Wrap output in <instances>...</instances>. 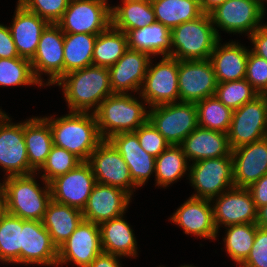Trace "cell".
I'll return each mask as SVG.
<instances>
[{"label":"cell","mask_w":267,"mask_h":267,"mask_svg":"<svg viewBox=\"0 0 267 267\" xmlns=\"http://www.w3.org/2000/svg\"><path fill=\"white\" fill-rule=\"evenodd\" d=\"M64 33L100 34L111 25L108 0H70L56 23Z\"/></svg>","instance_id":"cell-9"},{"label":"cell","mask_w":267,"mask_h":267,"mask_svg":"<svg viewBox=\"0 0 267 267\" xmlns=\"http://www.w3.org/2000/svg\"><path fill=\"white\" fill-rule=\"evenodd\" d=\"M64 32L57 24L49 23L42 31L34 57L30 60L35 78L42 84L55 85L64 76ZM49 76L42 80V74ZM44 82V83H43Z\"/></svg>","instance_id":"cell-12"},{"label":"cell","mask_w":267,"mask_h":267,"mask_svg":"<svg viewBox=\"0 0 267 267\" xmlns=\"http://www.w3.org/2000/svg\"><path fill=\"white\" fill-rule=\"evenodd\" d=\"M148 121L170 145H180L198 127L196 103L179 101L149 107Z\"/></svg>","instance_id":"cell-6"},{"label":"cell","mask_w":267,"mask_h":267,"mask_svg":"<svg viewBox=\"0 0 267 267\" xmlns=\"http://www.w3.org/2000/svg\"><path fill=\"white\" fill-rule=\"evenodd\" d=\"M35 176L33 173L4 177L1 186L7 213L23 220L42 221L51 200V191L49 183L44 180V187H40Z\"/></svg>","instance_id":"cell-3"},{"label":"cell","mask_w":267,"mask_h":267,"mask_svg":"<svg viewBox=\"0 0 267 267\" xmlns=\"http://www.w3.org/2000/svg\"><path fill=\"white\" fill-rule=\"evenodd\" d=\"M82 211L50 200L42 219L54 245L59 248L83 220Z\"/></svg>","instance_id":"cell-30"},{"label":"cell","mask_w":267,"mask_h":267,"mask_svg":"<svg viewBox=\"0 0 267 267\" xmlns=\"http://www.w3.org/2000/svg\"><path fill=\"white\" fill-rule=\"evenodd\" d=\"M239 267H267V229L257 226L250 254Z\"/></svg>","instance_id":"cell-46"},{"label":"cell","mask_w":267,"mask_h":267,"mask_svg":"<svg viewBox=\"0 0 267 267\" xmlns=\"http://www.w3.org/2000/svg\"><path fill=\"white\" fill-rule=\"evenodd\" d=\"M126 35L129 49L147 53L152 58L171 56V30L157 21L140 29H131Z\"/></svg>","instance_id":"cell-31"},{"label":"cell","mask_w":267,"mask_h":267,"mask_svg":"<svg viewBox=\"0 0 267 267\" xmlns=\"http://www.w3.org/2000/svg\"><path fill=\"white\" fill-rule=\"evenodd\" d=\"M124 215L99 224L101 246L105 253L119 257H137L136 236Z\"/></svg>","instance_id":"cell-28"},{"label":"cell","mask_w":267,"mask_h":267,"mask_svg":"<svg viewBox=\"0 0 267 267\" xmlns=\"http://www.w3.org/2000/svg\"><path fill=\"white\" fill-rule=\"evenodd\" d=\"M19 57L9 26L0 24V58Z\"/></svg>","instance_id":"cell-47"},{"label":"cell","mask_w":267,"mask_h":267,"mask_svg":"<svg viewBox=\"0 0 267 267\" xmlns=\"http://www.w3.org/2000/svg\"><path fill=\"white\" fill-rule=\"evenodd\" d=\"M87 162L96 182L120 188L132 197L133 188L137 186L133 183L128 165L109 140H102Z\"/></svg>","instance_id":"cell-13"},{"label":"cell","mask_w":267,"mask_h":267,"mask_svg":"<svg viewBox=\"0 0 267 267\" xmlns=\"http://www.w3.org/2000/svg\"><path fill=\"white\" fill-rule=\"evenodd\" d=\"M96 34L64 33V75L92 65Z\"/></svg>","instance_id":"cell-35"},{"label":"cell","mask_w":267,"mask_h":267,"mask_svg":"<svg viewBox=\"0 0 267 267\" xmlns=\"http://www.w3.org/2000/svg\"><path fill=\"white\" fill-rule=\"evenodd\" d=\"M95 184L90 164L82 161L71 171L49 182L51 199L82 211Z\"/></svg>","instance_id":"cell-15"},{"label":"cell","mask_w":267,"mask_h":267,"mask_svg":"<svg viewBox=\"0 0 267 267\" xmlns=\"http://www.w3.org/2000/svg\"><path fill=\"white\" fill-rule=\"evenodd\" d=\"M102 252L99 224L83 219L58 248L57 266L72 262L78 267H88Z\"/></svg>","instance_id":"cell-17"},{"label":"cell","mask_w":267,"mask_h":267,"mask_svg":"<svg viewBox=\"0 0 267 267\" xmlns=\"http://www.w3.org/2000/svg\"><path fill=\"white\" fill-rule=\"evenodd\" d=\"M198 126L227 134L233 110L225 106L215 96L196 102Z\"/></svg>","instance_id":"cell-39"},{"label":"cell","mask_w":267,"mask_h":267,"mask_svg":"<svg viewBox=\"0 0 267 267\" xmlns=\"http://www.w3.org/2000/svg\"><path fill=\"white\" fill-rule=\"evenodd\" d=\"M129 167L133 183L140 188L155 173V157L145 152L134 132L118 133L108 139Z\"/></svg>","instance_id":"cell-24"},{"label":"cell","mask_w":267,"mask_h":267,"mask_svg":"<svg viewBox=\"0 0 267 267\" xmlns=\"http://www.w3.org/2000/svg\"><path fill=\"white\" fill-rule=\"evenodd\" d=\"M24 138L30 168L37 174L53 146L52 132L48 121L34 117L24 122Z\"/></svg>","instance_id":"cell-29"},{"label":"cell","mask_w":267,"mask_h":267,"mask_svg":"<svg viewBox=\"0 0 267 267\" xmlns=\"http://www.w3.org/2000/svg\"><path fill=\"white\" fill-rule=\"evenodd\" d=\"M128 49L126 33L110 25L105 31L97 35L94 43L92 65L109 68Z\"/></svg>","instance_id":"cell-34"},{"label":"cell","mask_w":267,"mask_h":267,"mask_svg":"<svg viewBox=\"0 0 267 267\" xmlns=\"http://www.w3.org/2000/svg\"><path fill=\"white\" fill-rule=\"evenodd\" d=\"M3 112L0 114V166L8 176L35 173L29 166L24 138V122L13 123Z\"/></svg>","instance_id":"cell-14"},{"label":"cell","mask_w":267,"mask_h":267,"mask_svg":"<svg viewBox=\"0 0 267 267\" xmlns=\"http://www.w3.org/2000/svg\"><path fill=\"white\" fill-rule=\"evenodd\" d=\"M179 267H194V266H192V265H182V266H179ZM196 267V266H195Z\"/></svg>","instance_id":"cell-55"},{"label":"cell","mask_w":267,"mask_h":267,"mask_svg":"<svg viewBox=\"0 0 267 267\" xmlns=\"http://www.w3.org/2000/svg\"><path fill=\"white\" fill-rule=\"evenodd\" d=\"M131 196L124 190L96 182L82 210L84 220L101 224L120 217L127 211Z\"/></svg>","instance_id":"cell-19"},{"label":"cell","mask_w":267,"mask_h":267,"mask_svg":"<svg viewBox=\"0 0 267 267\" xmlns=\"http://www.w3.org/2000/svg\"><path fill=\"white\" fill-rule=\"evenodd\" d=\"M58 248L42 221L22 219L21 264L57 267Z\"/></svg>","instance_id":"cell-21"},{"label":"cell","mask_w":267,"mask_h":267,"mask_svg":"<svg viewBox=\"0 0 267 267\" xmlns=\"http://www.w3.org/2000/svg\"><path fill=\"white\" fill-rule=\"evenodd\" d=\"M247 189L251 193L257 209L267 205V174H264L259 180L251 184Z\"/></svg>","instance_id":"cell-49"},{"label":"cell","mask_w":267,"mask_h":267,"mask_svg":"<svg viewBox=\"0 0 267 267\" xmlns=\"http://www.w3.org/2000/svg\"><path fill=\"white\" fill-rule=\"evenodd\" d=\"M44 118L50 125L53 145L66 149L81 161H88L103 140L94 113L69 111L59 118Z\"/></svg>","instance_id":"cell-2"},{"label":"cell","mask_w":267,"mask_h":267,"mask_svg":"<svg viewBox=\"0 0 267 267\" xmlns=\"http://www.w3.org/2000/svg\"><path fill=\"white\" fill-rule=\"evenodd\" d=\"M146 106L131 93L106 97L94 112L101 138L108 140L118 133L136 131L148 121Z\"/></svg>","instance_id":"cell-4"},{"label":"cell","mask_w":267,"mask_h":267,"mask_svg":"<svg viewBox=\"0 0 267 267\" xmlns=\"http://www.w3.org/2000/svg\"><path fill=\"white\" fill-rule=\"evenodd\" d=\"M157 22L170 30L204 13L200 0H150Z\"/></svg>","instance_id":"cell-33"},{"label":"cell","mask_w":267,"mask_h":267,"mask_svg":"<svg viewBox=\"0 0 267 267\" xmlns=\"http://www.w3.org/2000/svg\"><path fill=\"white\" fill-rule=\"evenodd\" d=\"M210 201L217 231L221 225L256 223L258 209L247 188L233 187Z\"/></svg>","instance_id":"cell-18"},{"label":"cell","mask_w":267,"mask_h":267,"mask_svg":"<svg viewBox=\"0 0 267 267\" xmlns=\"http://www.w3.org/2000/svg\"><path fill=\"white\" fill-rule=\"evenodd\" d=\"M245 79L258 94H267V60L249 51Z\"/></svg>","instance_id":"cell-44"},{"label":"cell","mask_w":267,"mask_h":267,"mask_svg":"<svg viewBox=\"0 0 267 267\" xmlns=\"http://www.w3.org/2000/svg\"><path fill=\"white\" fill-rule=\"evenodd\" d=\"M225 229L226 235L223 241L226 253L240 266L250 254L257 225L255 223L237 224L226 226Z\"/></svg>","instance_id":"cell-38"},{"label":"cell","mask_w":267,"mask_h":267,"mask_svg":"<svg viewBox=\"0 0 267 267\" xmlns=\"http://www.w3.org/2000/svg\"><path fill=\"white\" fill-rule=\"evenodd\" d=\"M155 21L150 0H122L121 5L111 6V25L125 33Z\"/></svg>","instance_id":"cell-32"},{"label":"cell","mask_w":267,"mask_h":267,"mask_svg":"<svg viewBox=\"0 0 267 267\" xmlns=\"http://www.w3.org/2000/svg\"><path fill=\"white\" fill-rule=\"evenodd\" d=\"M227 136L231 150L267 137V94L233 110Z\"/></svg>","instance_id":"cell-8"},{"label":"cell","mask_w":267,"mask_h":267,"mask_svg":"<svg viewBox=\"0 0 267 267\" xmlns=\"http://www.w3.org/2000/svg\"><path fill=\"white\" fill-rule=\"evenodd\" d=\"M188 162L180 145H170L155 159L156 186L167 187L185 176Z\"/></svg>","instance_id":"cell-36"},{"label":"cell","mask_w":267,"mask_h":267,"mask_svg":"<svg viewBox=\"0 0 267 267\" xmlns=\"http://www.w3.org/2000/svg\"><path fill=\"white\" fill-rule=\"evenodd\" d=\"M22 219L4 211L0 216V261L21 264Z\"/></svg>","instance_id":"cell-37"},{"label":"cell","mask_w":267,"mask_h":267,"mask_svg":"<svg viewBox=\"0 0 267 267\" xmlns=\"http://www.w3.org/2000/svg\"><path fill=\"white\" fill-rule=\"evenodd\" d=\"M263 9L266 10L264 2L267 3V0H255Z\"/></svg>","instance_id":"cell-54"},{"label":"cell","mask_w":267,"mask_h":267,"mask_svg":"<svg viewBox=\"0 0 267 267\" xmlns=\"http://www.w3.org/2000/svg\"><path fill=\"white\" fill-rule=\"evenodd\" d=\"M70 0H18L28 11L37 14L48 23L56 24L68 7Z\"/></svg>","instance_id":"cell-43"},{"label":"cell","mask_w":267,"mask_h":267,"mask_svg":"<svg viewBox=\"0 0 267 267\" xmlns=\"http://www.w3.org/2000/svg\"><path fill=\"white\" fill-rule=\"evenodd\" d=\"M178 68L179 60L171 56H162L155 66L150 60L141 91L137 93L148 107L179 102Z\"/></svg>","instance_id":"cell-11"},{"label":"cell","mask_w":267,"mask_h":267,"mask_svg":"<svg viewBox=\"0 0 267 267\" xmlns=\"http://www.w3.org/2000/svg\"><path fill=\"white\" fill-rule=\"evenodd\" d=\"M211 205L208 199L189 197L169 219L180 226L187 235L216 240L218 231L214 224Z\"/></svg>","instance_id":"cell-23"},{"label":"cell","mask_w":267,"mask_h":267,"mask_svg":"<svg viewBox=\"0 0 267 267\" xmlns=\"http://www.w3.org/2000/svg\"><path fill=\"white\" fill-rule=\"evenodd\" d=\"M81 162L82 161L73 153L53 145L45 164L38 172L40 173V171H43V174L40 177L49 183L57 176L71 171Z\"/></svg>","instance_id":"cell-42"},{"label":"cell","mask_w":267,"mask_h":267,"mask_svg":"<svg viewBox=\"0 0 267 267\" xmlns=\"http://www.w3.org/2000/svg\"><path fill=\"white\" fill-rule=\"evenodd\" d=\"M220 40L209 14L171 30V57L178 60H208Z\"/></svg>","instance_id":"cell-5"},{"label":"cell","mask_w":267,"mask_h":267,"mask_svg":"<svg viewBox=\"0 0 267 267\" xmlns=\"http://www.w3.org/2000/svg\"><path fill=\"white\" fill-rule=\"evenodd\" d=\"M255 224L260 228L267 229V205L258 208Z\"/></svg>","instance_id":"cell-52"},{"label":"cell","mask_w":267,"mask_h":267,"mask_svg":"<svg viewBox=\"0 0 267 267\" xmlns=\"http://www.w3.org/2000/svg\"><path fill=\"white\" fill-rule=\"evenodd\" d=\"M217 42L210 56L218 83L245 79L249 49L239 42ZM248 49V50H247Z\"/></svg>","instance_id":"cell-26"},{"label":"cell","mask_w":267,"mask_h":267,"mask_svg":"<svg viewBox=\"0 0 267 267\" xmlns=\"http://www.w3.org/2000/svg\"><path fill=\"white\" fill-rule=\"evenodd\" d=\"M217 79L213 65L208 60H179V101L196 103L214 96Z\"/></svg>","instance_id":"cell-16"},{"label":"cell","mask_w":267,"mask_h":267,"mask_svg":"<svg viewBox=\"0 0 267 267\" xmlns=\"http://www.w3.org/2000/svg\"><path fill=\"white\" fill-rule=\"evenodd\" d=\"M225 1L226 0H200V6L203 13L209 14L212 10L223 4Z\"/></svg>","instance_id":"cell-51"},{"label":"cell","mask_w":267,"mask_h":267,"mask_svg":"<svg viewBox=\"0 0 267 267\" xmlns=\"http://www.w3.org/2000/svg\"><path fill=\"white\" fill-rule=\"evenodd\" d=\"M234 187L248 188L267 174V137L231 151Z\"/></svg>","instance_id":"cell-20"},{"label":"cell","mask_w":267,"mask_h":267,"mask_svg":"<svg viewBox=\"0 0 267 267\" xmlns=\"http://www.w3.org/2000/svg\"><path fill=\"white\" fill-rule=\"evenodd\" d=\"M16 6L13 22L9 28L19 57L31 60L36 53L41 33L49 23L28 11L18 1Z\"/></svg>","instance_id":"cell-25"},{"label":"cell","mask_w":267,"mask_h":267,"mask_svg":"<svg viewBox=\"0 0 267 267\" xmlns=\"http://www.w3.org/2000/svg\"><path fill=\"white\" fill-rule=\"evenodd\" d=\"M266 11L255 0H226L209 15L219 38V29L233 34L250 36L262 26Z\"/></svg>","instance_id":"cell-10"},{"label":"cell","mask_w":267,"mask_h":267,"mask_svg":"<svg viewBox=\"0 0 267 267\" xmlns=\"http://www.w3.org/2000/svg\"><path fill=\"white\" fill-rule=\"evenodd\" d=\"M134 133L137 135L141 148L155 158L158 157L170 144L169 142L147 121Z\"/></svg>","instance_id":"cell-45"},{"label":"cell","mask_w":267,"mask_h":267,"mask_svg":"<svg viewBox=\"0 0 267 267\" xmlns=\"http://www.w3.org/2000/svg\"><path fill=\"white\" fill-rule=\"evenodd\" d=\"M151 58L147 53L128 49L108 68L113 93L128 94L129 91H141Z\"/></svg>","instance_id":"cell-22"},{"label":"cell","mask_w":267,"mask_h":267,"mask_svg":"<svg viewBox=\"0 0 267 267\" xmlns=\"http://www.w3.org/2000/svg\"><path fill=\"white\" fill-rule=\"evenodd\" d=\"M56 85L62 87L70 112L94 113L106 97L114 94L109 69L96 65L71 71Z\"/></svg>","instance_id":"cell-1"},{"label":"cell","mask_w":267,"mask_h":267,"mask_svg":"<svg viewBox=\"0 0 267 267\" xmlns=\"http://www.w3.org/2000/svg\"><path fill=\"white\" fill-rule=\"evenodd\" d=\"M42 84L35 78L29 59L0 58V87Z\"/></svg>","instance_id":"cell-40"},{"label":"cell","mask_w":267,"mask_h":267,"mask_svg":"<svg viewBox=\"0 0 267 267\" xmlns=\"http://www.w3.org/2000/svg\"><path fill=\"white\" fill-rule=\"evenodd\" d=\"M191 186L196 193L194 198L211 200L234 187L233 158L228 156L202 159L189 166Z\"/></svg>","instance_id":"cell-7"},{"label":"cell","mask_w":267,"mask_h":267,"mask_svg":"<svg viewBox=\"0 0 267 267\" xmlns=\"http://www.w3.org/2000/svg\"><path fill=\"white\" fill-rule=\"evenodd\" d=\"M248 38H250L252 45H254L250 51L255 55L267 60V25L263 24Z\"/></svg>","instance_id":"cell-48"},{"label":"cell","mask_w":267,"mask_h":267,"mask_svg":"<svg viewBox=\"0 0 267 267\" xmlns=\"http://www.w3.org/2000/svg\"><path fill=\"white\" fill-rule=\"evenodd\" d=\"M258 95L251 84L246 79H242L218 83L214 96L225 106L235 110Z\"/></svg>","instance_id":"cell-41"},{"label":"cell","mask_w":267,"mask_h":267,"mask_svg":"<svg viewBox=\"0 0 267 267\" xmlns=\"http://www.w3.org/2000/svg\"><path fill=\"white\" fill-rule=\"evenodd\" d=\"M183 152L192 163L202 160L228 156L231 148L224 132L197 127L180 144Z\"/></svg>","instance_id":"cell-27"},{"label":"cell","mask_w":267,"mask_h":267,"mask_svg":"<svg viewBox=\"0 0 267 267\" xmlns=\"http://www.w3.org/2000/svg\"><path fill=\"white\" fill-rule=\"evenodd\" d=\"M5 211L4 209V194H3V189L0 183V216L1 214Z\"/></svg>","instance_id":"cell-53"},{"label":"cell","mask_w":267,"mask_h":267,"mask_svg":"<svg viewBox=\"0 0 267 267\" xmlns=\"http://www.w3.org/2000/svg\"><path fill=\"white\" fill-rule=\"evenodd\" d=\"M119 256L102 252L88 267H121Z\"/></svg>","instance_id":"cell-50"}]
</instances>
